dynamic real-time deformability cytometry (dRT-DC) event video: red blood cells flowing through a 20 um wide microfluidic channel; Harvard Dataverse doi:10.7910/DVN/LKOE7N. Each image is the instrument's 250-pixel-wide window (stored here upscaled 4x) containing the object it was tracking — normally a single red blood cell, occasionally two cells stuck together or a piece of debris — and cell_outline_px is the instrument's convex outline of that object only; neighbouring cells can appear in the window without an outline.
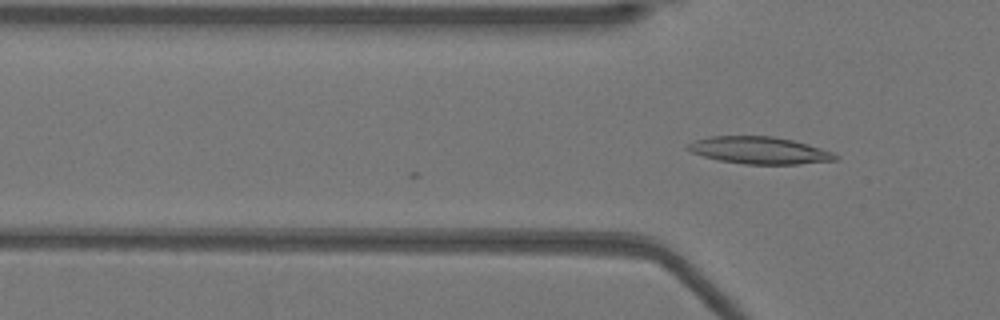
{"species": "Egyptian fruit bat (a non-hibernating species)", "species_latin": "Rousettus aegyptiacus", "temperature_condition": "warm", "stored_images_in_passage": 5, "camera_frame_rate_fps": 3000, "um_per_image_px": 0.085, "animal": {"sex": "female"}, "frame": {"image": 1, "passage_image": 5, "time_ms": 1.333, "image_size_px": [1000, 320], "cell_outline_px": [[840, 160], [796, 164], [744, 164], [720, 160], [704, 156], [692, 152], [684, 148], [688, 144], [696, 140], [708, 136], [772, 136], [792, 140], [808, 144], [832, 152], [840, 156]], "centroid_in_image_um": [64.57, 12.78], "position_along_channel_um": 61.2, "area_um2": 23.29}}